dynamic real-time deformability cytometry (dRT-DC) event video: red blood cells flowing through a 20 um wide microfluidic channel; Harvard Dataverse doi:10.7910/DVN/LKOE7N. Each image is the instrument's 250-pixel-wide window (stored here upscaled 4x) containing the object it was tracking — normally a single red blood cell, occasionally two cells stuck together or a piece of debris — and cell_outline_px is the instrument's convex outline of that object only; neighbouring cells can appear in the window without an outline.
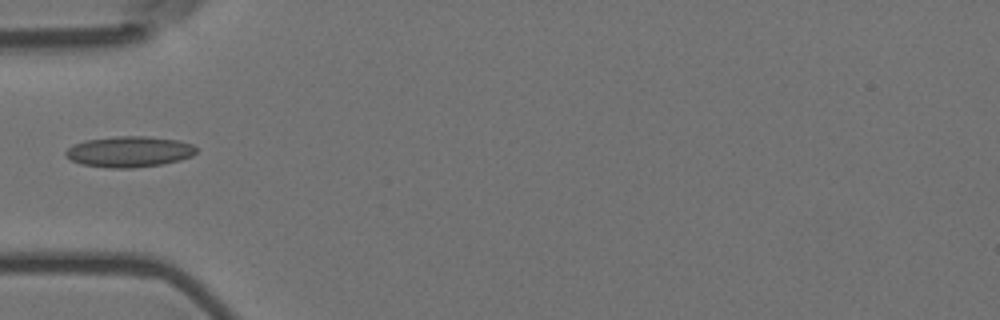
{"species": "Egyptian fruit bat (a non-hibernating species)", "species_latin": "Rousettus aegyptiacus", "temperature_condition": "room temperature", "stored_images_in_passage": 23, "camera_frame_rate_fps": 3000, "um_per_image_px": 0.085, "animal": {"sex": "female"}, "frame": {"image": 1, "passage_image": 1, "time_ms": 0.0, "image_size_px": [1000, 320], "cell_outline_px": [[196, 152], [192, 156], [180, 160], [160, 164], [132, 168], [112, 168], [80, 164], [64, 156], [64, 152], [68, 148], [84, 140], [116, 136], [148, 136], [180, 140], [192, 144], [196, 148]], "centroid_in_image_um": [10.98, 12.88], "position_along_channel_um": 74.0, "area_um2": 23.52}}
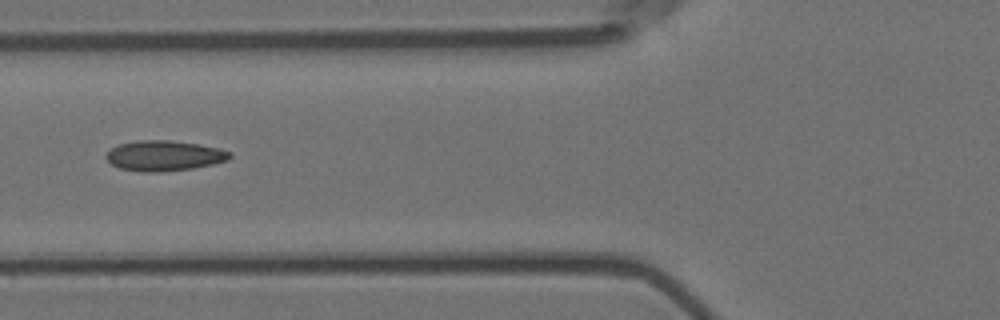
{"frame": {"image": 2, "passage_image": 4, "time_ms": 1.0, "image_size_px": [1000, 320], "cell_outline_px": [[232, 156], [228, 160], [212, 164], [192, 168], [160, 172], [144, 172], [120, 168], [112, 164], [104, 156], [116, 144], [140, 140], [168, 140], [200, 144], [220, 148], [232, 152]], "centroid_in_image_um": [13.97, 13.23], "position_along_channel_um": 111.8, "area_um2": 21.91}}
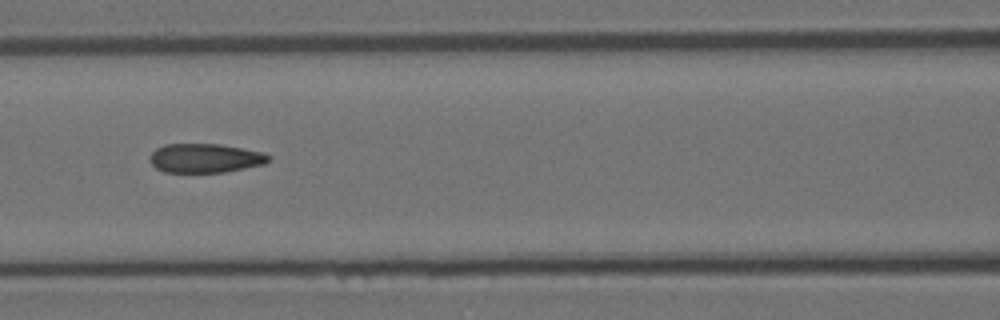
{"frame": {"image": 3, "passage_image": 7, "time_ms": 2.0, "image_size_px": [1000, 320], "cell_outline_px": [[272, 156], [264, 164], [224, 172], [164, 172], [156, 168], [148, 160], [148, 156], [156, 148], [164, 144], [220, 144], [260, 152]], "centroid_in_image_um": [17.37, 13.44], "position_along_channel_um": 149.2, "area_um2": 20.06}}